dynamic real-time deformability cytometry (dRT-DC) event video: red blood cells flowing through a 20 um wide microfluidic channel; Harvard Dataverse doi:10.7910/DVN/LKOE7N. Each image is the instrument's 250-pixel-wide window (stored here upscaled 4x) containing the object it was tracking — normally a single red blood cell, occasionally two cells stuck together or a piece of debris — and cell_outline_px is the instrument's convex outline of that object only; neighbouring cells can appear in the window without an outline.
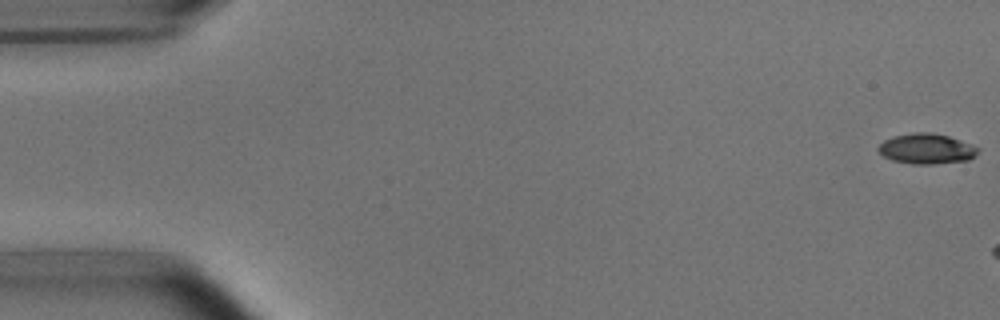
{"species": "common noctule bat (a hibernating species)", "species_latin": "Nyctalus noctula", "temperature_condition": "room temperature", "stored_images_in_passage": 7, "camera_frame_rate_fps": 3000, "um_per_image_px": 0.085, "animal": {"sex": "male", "body_mass_g": 15.6}, "frame": {"image": 1, "passage_image": 1, "time_ms": 0.0, "image_size_px": [1000, 320], "cell_outline_px": [[980, 148], [976, 156], [968, 160], [936, 164], [912, 164], [892, 160], [884, 156], [876, 148], [884, 140], [892, 136], [912, 132], [932, 132], [948, 136], [972, 144]], "centroid_in_image_um": [78.77, 12.64], "position_along_channel_um": 6.2, "area_um2": 17.8}}